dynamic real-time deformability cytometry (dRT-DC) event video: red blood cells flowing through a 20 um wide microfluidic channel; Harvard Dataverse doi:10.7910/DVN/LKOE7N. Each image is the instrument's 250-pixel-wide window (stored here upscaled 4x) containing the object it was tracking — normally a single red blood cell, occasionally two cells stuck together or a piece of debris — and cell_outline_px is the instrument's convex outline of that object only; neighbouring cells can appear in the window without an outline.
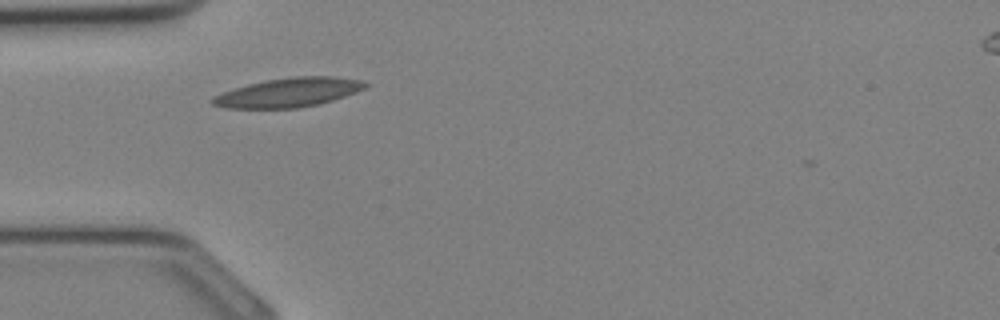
{"species": "Egyptian fruit bat (a non-hibernating species)", "species_latin": "Rousettus aegyptiacus", "temperature_condition": "cold", "stored_images_in_passage": 25, "camera_frame_rate_fps": 3000, "um_per_image_px": 0.085, "animal": {"sex": "female"}, "frame": {"image": 1, "passage_image": 1, "time_ms": 0.0, "image_size_px": [1000, 320], "cell_outline_px": [[372, 84], [356, 92], [332, 100], [316, 104], [296, 108], [228, 108], [212, 104], [212, 96], [248, 84], [264, 80], [292, 76], [336, 76], [364, 80]], "centroid_in_image_um": [24.58, 7.84], "position_along_channel_um": 60.4, "area_um2": 25.89}}
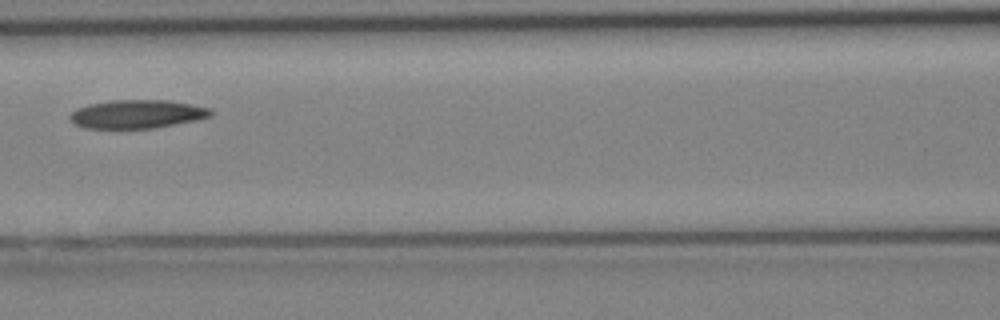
{"frame": {"image": 2, "passage_image": 6, "time_ms": 1.667, "image_size_px": [1000, 320], "cell_outline_px": [[216, 112], [212, 116], [196, 120], [152, 128], [84, 128], [76, 124], [68, 116], [76, 108], [88, 104], [112, 100], [168, 100], [192, 104], [212, 108]], "centroid_in_image_um": [11.7, 9.68], "position_along_channel_um": 154.9, "area_um2": 23.47}}
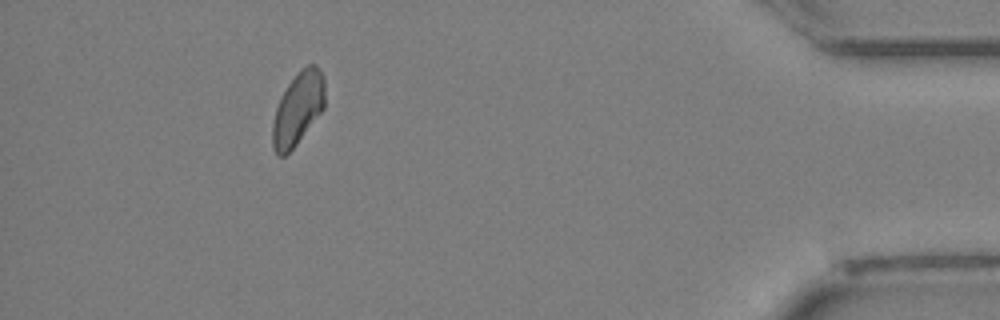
{"frame": {"image": 3, "passage_image": 22, "time_ms": 7.0, "image_size_px": [1000, 320], "cell_outline_px": [[324, 108], [296, 144], [284, 156], [276, 156], [272, 148], [272, 124], [276, 108], [288, 84], [296, 72], [300, 68], [308, 64], [316, 64], [320, 68], [324, 76]], "centroid_in_image_um": [25.32, 9.21], "position_along_channel_um": 409.9, "area_um2": 22.2}}